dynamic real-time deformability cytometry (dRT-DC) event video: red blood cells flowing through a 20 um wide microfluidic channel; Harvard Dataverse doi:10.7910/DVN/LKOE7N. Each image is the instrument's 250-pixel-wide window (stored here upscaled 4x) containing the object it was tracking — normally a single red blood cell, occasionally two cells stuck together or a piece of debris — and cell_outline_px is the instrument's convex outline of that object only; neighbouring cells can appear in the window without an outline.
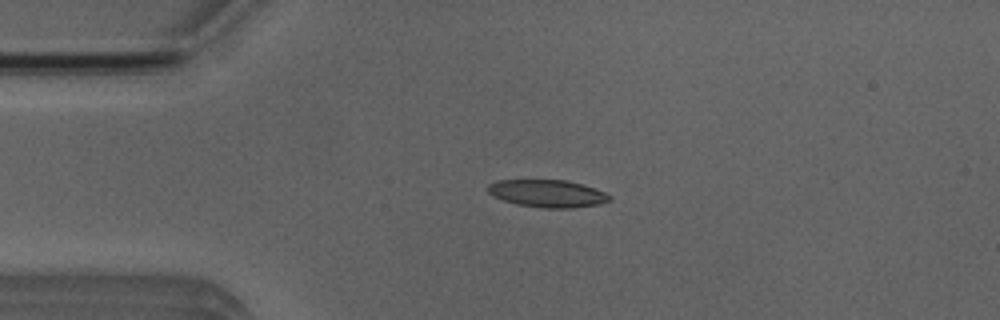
{"species": "Egyptian fruit bat (a non-hibernating species)", "species_latin": "Rousettus aegyptiacus", "temperature_condition": "room temperature", "stored_images_in_passage": 8, "camera_frame_rate_fps": 3000, "um_per_image_px": 0.085, "animal": {"sex": "male"}, "frame": {"image": 1, "passage_image": 3, "time_ms": 2.333, "image_size_px": [1000, 320], "cell_outline_px": [[612, 200], [596, 204], [572, 208], [544, 208], [516, 204], [492, 196], [488, 192], [488, 184], [496, 180], [568, 180], [604, 192], [612, 196]], "centroid_in_image_um": [46.5, 16.44], "position_along_channel_um": 38.5, "area_um2": 19.36}}
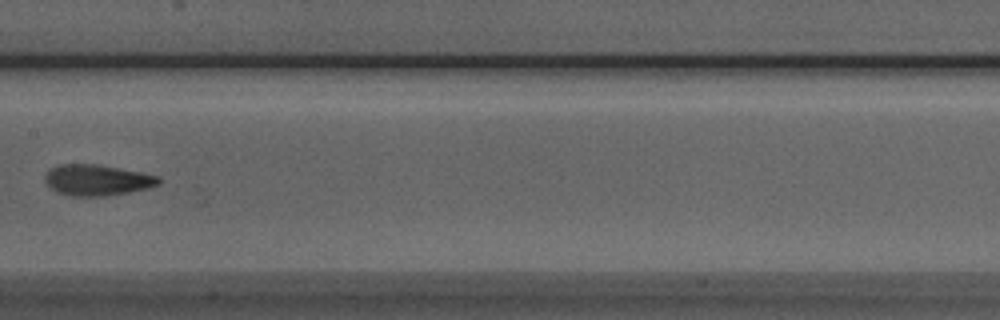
{"frame": {"image": 2, "passage_image": 7, "time_ms": 7.0, "image_size_px": [1000, 320], "cell_outline_px": [[160, 184], [148, 188], [128, 192], [104, 196], [72, 196], [56, 192], [44, 180], [44, 176], [52, 168], [60, 164], [96, 164], [140, 172], [160, 176]], "centroid_in_image_um": [8.26, 15.31], "position_along_channel_um": 199.1, "area_um2": 20.35}}
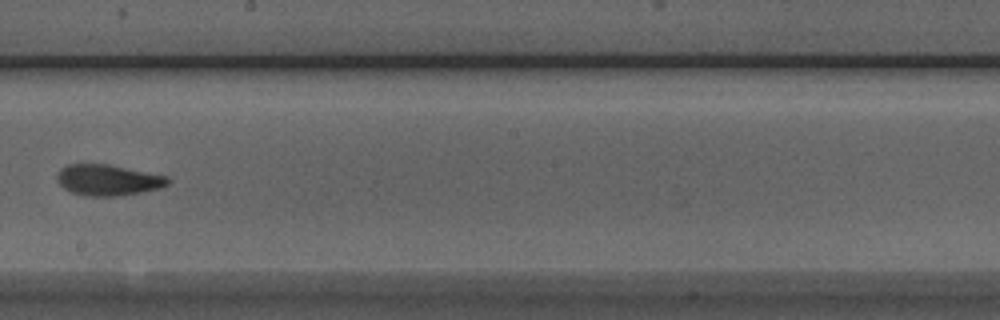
{"frame": {"image": 3, "passage_image": 8, "time_ms": 8.0, "image_size_px": [1000, 320], "cell_outline_px": [[168, 184], [160, 188], [140, 192], [116, 196], [84, 196], [72, 192], [64, 188], [60, 184], [56, 176], [60, 168], [68, 164], [108, 164], [168, 176]], "centroid_in_image_um": [9.16, 15.3], "position_along_channel_um": 239.0, "area_um2": 19.88}}